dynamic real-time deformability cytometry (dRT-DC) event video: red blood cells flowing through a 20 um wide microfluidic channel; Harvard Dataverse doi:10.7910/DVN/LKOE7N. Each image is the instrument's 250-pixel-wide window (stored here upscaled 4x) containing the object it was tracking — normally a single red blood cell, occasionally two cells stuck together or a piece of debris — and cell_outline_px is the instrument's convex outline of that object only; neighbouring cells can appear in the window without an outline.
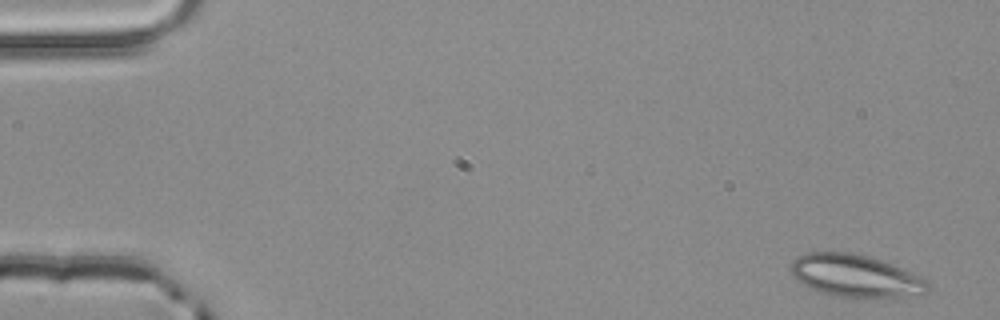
{"species": "common noctule bat (a hibernating species)", "species_latin": "Nyctalus noctula", "temperature_condition": "room temperature", "stored_images_in_passage": 3, "camera_frame_rate_fps": 3000, "um_per_image_px": 0.085, "animal": {"sex": "male", "body_mass_g": 20.4}, "frame": {"image": 1, "passage_image": 1, "time_ms": 0.0, "image_size_px": [1000, 320], "cell_outline_px": [[928, 292], [920, 296], [832, 296], [820, 292], [796, 280], [792, 272], [792, 260], [796, 256], [804, 252], [852, 252], [868, 256], [892, 264], [924, 280], [928, 284]], "centroid_in_image_um": [72.66, 23.42], "position_along_channel_um": 12.3, "area_um2": 33.23}}